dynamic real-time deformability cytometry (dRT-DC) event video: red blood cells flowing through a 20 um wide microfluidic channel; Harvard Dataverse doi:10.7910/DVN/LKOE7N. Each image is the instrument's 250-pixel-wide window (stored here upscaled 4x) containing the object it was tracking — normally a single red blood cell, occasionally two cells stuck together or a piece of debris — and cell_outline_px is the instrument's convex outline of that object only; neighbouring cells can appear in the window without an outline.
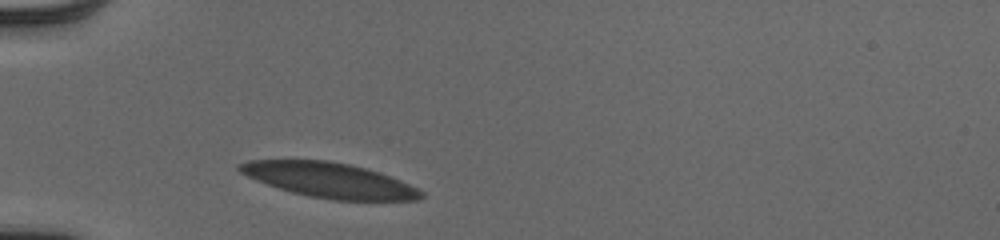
{"species": "human", "species_latin": "Homo sapiens", "temperature_condition": "cold", "stored_images_in_passage": 30, "camera_frame_rate_fps": 3000, "um_per_image_px": 0.085, "donor": {"sex": "male"}, "frame": {"image": 1, "passage_image": 1, "time_ms": 0.0, "image_size_px": [1000, 240], "cell_outline_px": [[424, 196], [420, 200], [332, 200], [308, 196], [292, 192], [256, 180], [240, 172], [236, 168], [236, 164], [248, 160], [328, 160], [368, 168], [380, 172], [400, 180], [424, 192]], "centroid_in_image_um": [28.0, 15.31], "position_along_channel_um": 57.0, "area_um2": 36.93}}
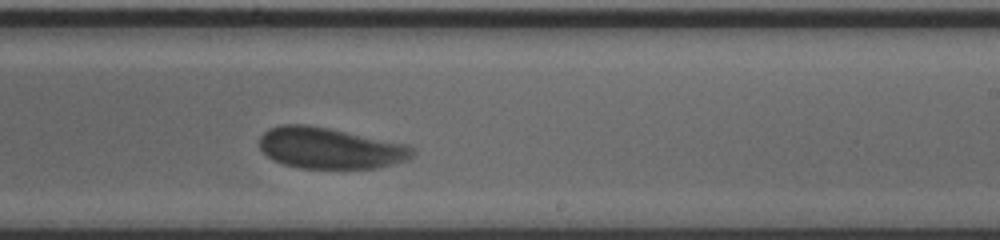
{"frame": {"image": 2, "passage_image": 18, "time_ms": 5.667, "image_size_px": [1000, 240], "cell_outline_px": [[416, 152], [412, 156], [404, 160], [392, 164], [376, 168], [300, 168], [284, 164], [272, 160], [260, 148], [260, 136], [268, 128], [280, 124], [308, 124], [408, 144], [416, 148]], "centroid_in_image_um": [28.05, 12.58], "position_along_channel_um": 261.0, "area_um2": 36.76}}
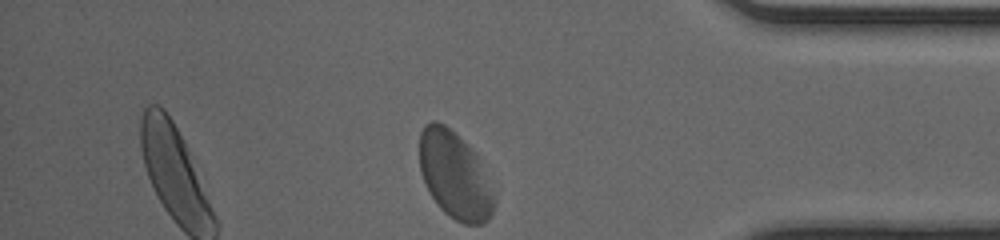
{"frame": {"image": 3, "passage_image": 30, "time_ms": 9.667, "image_size_px": [1000, 240], "cell_outline_px": [[496, 204], [488, 220], [480, 224], [464, 224], [456, 220], [444, 212], [440, 208], [432, 196], [420, 172], [420, 132], [424, 124], [432, 120], [436, 120], [444, 124], [472, 148], [476, 152], [496, 200]], "centroid_in_image_um": [38.65, 14.89], "position_along_channel_um": 396.5, "area_um2": 37.69}, "authors_computed_cell_mechanics": {"area_um2": 37.3966, "velocity_mm_per_s": 3.8651, "shape_relaxation_time_tau1_ms": 3.008, "shape_relaxation_time_tau2_ms": null, "deformation_change_tau1": 0.097, "deformation_change_tau2": null}}